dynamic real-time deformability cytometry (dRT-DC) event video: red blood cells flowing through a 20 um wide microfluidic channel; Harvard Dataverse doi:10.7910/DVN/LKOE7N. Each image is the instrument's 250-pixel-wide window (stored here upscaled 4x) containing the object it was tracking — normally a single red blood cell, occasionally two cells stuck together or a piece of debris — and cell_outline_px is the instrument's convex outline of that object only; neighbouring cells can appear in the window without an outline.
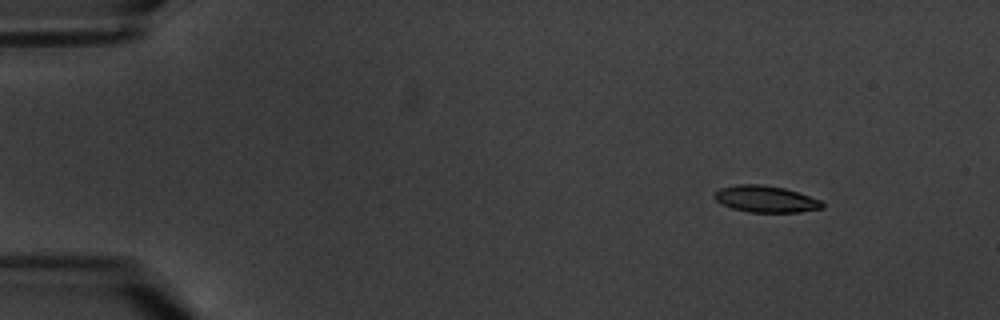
{"species": "common noctule bat (a hibernating species)", "species_latin": "Nyctalus noctula", "temperature_condition": "warm", "stored_images_in_passage": 14, "camera_frame_rate_fps": 3000, "um_per_image_px": 0.085, "animal": {"sex": "male", "body_mass_g": 20.1, "forearm_length_mm": 53.5}, "frame": {"image": 1, "passage_image": 1, "time_ms": 0.0, "image_size_px": [1000, 320], "cell_outline_px": [[824, 208], [800, 212], [748, 212], [732, 208], [716, 200], [712, 196], [720, 188], [736, 184], [760, 184], [784, 188], [820, 200], [824, 204]], "centroid_in_image_um": [65.07, 16.92], "position_along_channel_um": 19.9, "area_um2": 16.59}}
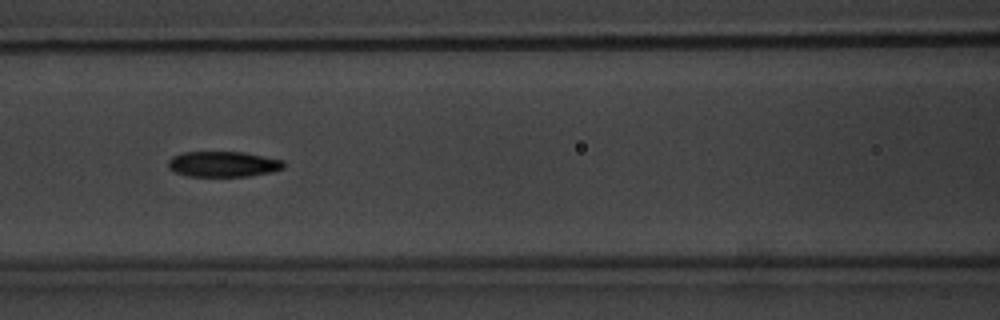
{"frame": {"image": 2, "passage_image": 6, "time_ms": 6.667, "image_size_px": [1000, 320], "cell_outline_px": [[284, 168], [272, 172], [248, 176], [188, 176], [176, 172], [168, 168], [168, 160], [172, 156], [180, 152], [244, 152], [284, 160]], "centroid_in_image_um": [18.97, 13.94], "position_along_channel_um": 147.6, "area_um2": 17.28}}
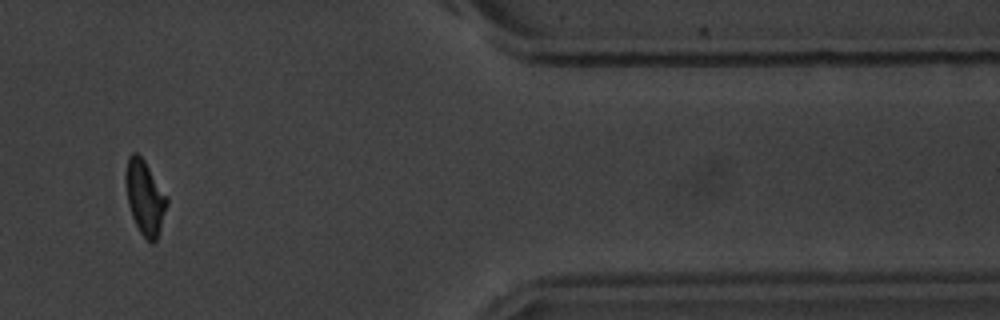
{"frame": {"image": 3, "passage_image": 13, "time_ms": 15.0, "image_size_px": [1000, 320], "cell_outline_px": [[168, 204], [156, 240], [152, 244], [140, 232], [132, 216], [128, 204], [124, 180], [124, 172], [128, 156], [132, 152], [136, 152], [144, 160], [168, 196]], "centroid_in_image_um": [12.3, 16.74], "position_along_channel_um": 399.1, "area_um2": 17.98}, "authors_computed_cell_mechanics": {"area_um2": 17.918, "velocity_mm_per_s": 3.3858, "shape_relaxation_time_tau1_ms": 5.3327, "shape_relaxation_time_tau2_ms": 4.1483, "deformation_change_tau1": 0.1395, "deformation_change_tau2": 0.1091}}